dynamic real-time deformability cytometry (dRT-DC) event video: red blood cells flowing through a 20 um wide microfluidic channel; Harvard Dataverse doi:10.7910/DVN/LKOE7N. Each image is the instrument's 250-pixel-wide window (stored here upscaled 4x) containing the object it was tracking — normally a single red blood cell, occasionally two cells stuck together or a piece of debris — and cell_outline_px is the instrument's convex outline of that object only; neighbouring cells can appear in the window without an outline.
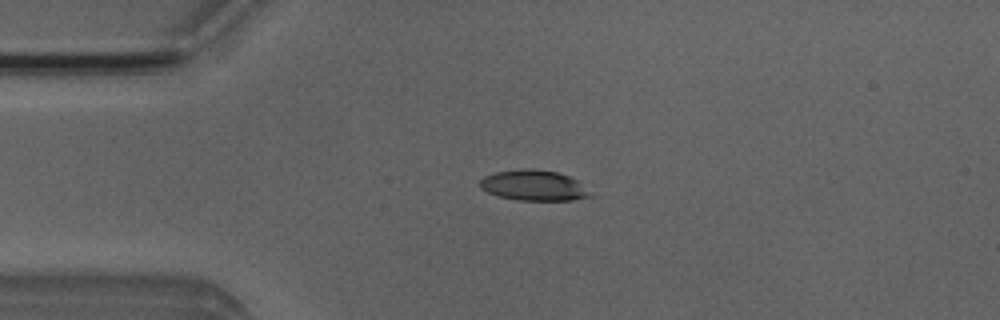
{"species": "Egyptian fruit bat (a non-hibernating species)", "species_latin": "Rousettus aegyptiacus", "temperature_condition": "room temperature", "stored_images_in_passage": 5, "camera_frame_rate_fps": 3000, "um_per_image_px": 0.085, "animal": {"sex": "male"}, "frame": {"image": 1, "passage_image": 3, "time_ms": 2.333, "image_size_px": [1000, 320], "cell_outline_px": [[592, 196], [572, 200], [516, 200], [496, 196], [480, 188], [480, 180], [484, 176], [496, 172], [524, 168], [528, 168], [556, 172], [568, 176], [576, 180]], "centroid_in_image_um": [45.3, 15.76], "position_along_channel_um": 39.7, "area_um2": 19.36}}